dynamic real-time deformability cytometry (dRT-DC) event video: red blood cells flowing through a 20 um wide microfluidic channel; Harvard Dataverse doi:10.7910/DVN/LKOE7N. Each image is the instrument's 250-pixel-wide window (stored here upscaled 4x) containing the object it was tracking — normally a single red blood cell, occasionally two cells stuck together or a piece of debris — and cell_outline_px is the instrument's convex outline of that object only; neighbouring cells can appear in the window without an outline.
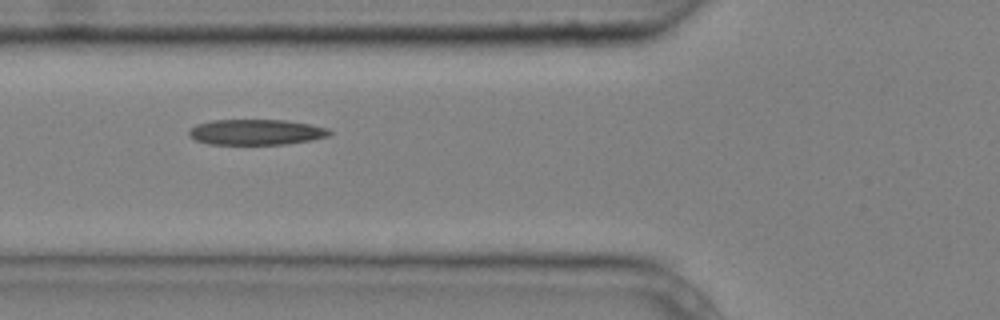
{"species": "common noctule bat (a hibernating species)", "species_latin": "Nyctalus noctula", "temperature_condition": "cold", "stored_images_in_passage": 9, "camera_frame_rate_fps": 3000, "um_per_image_px": 0.085, "animal": {"sex": "male", "body_mass_g": 20.4}, "frame": {"image": 1, "passage_image": 6, "time_ms": 1.667, "image_size_px": [1000, 320], "cell_outline_px": [[332, 132], [328, 136], [312, 140], [284, 144], [208, 144], [196, 140], [188, 136], [188, 132], [196, 124], [212, 120], [284, 120], [308, 124], [328, 128]], "centroid_in_image_um": [21.75, 11.23], "position_along_channel_um": 104.0, "area_um2": 20.87}}